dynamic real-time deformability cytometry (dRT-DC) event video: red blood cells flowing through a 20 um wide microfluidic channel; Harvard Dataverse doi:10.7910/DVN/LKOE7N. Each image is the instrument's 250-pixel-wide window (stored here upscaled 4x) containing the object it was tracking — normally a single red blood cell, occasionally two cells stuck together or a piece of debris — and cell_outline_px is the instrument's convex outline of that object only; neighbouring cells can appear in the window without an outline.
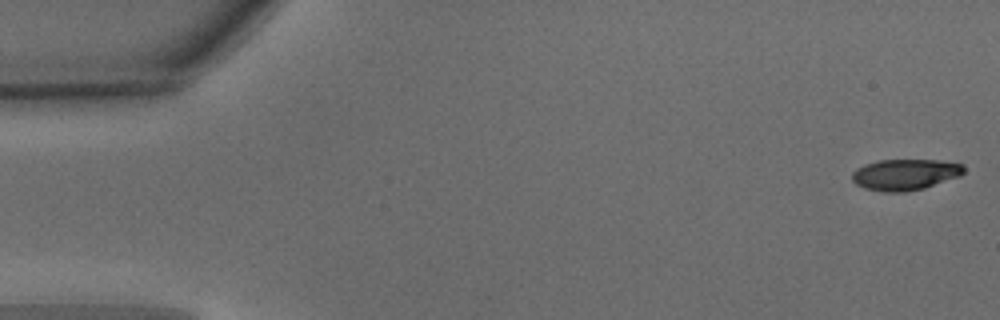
{"species": "common noctule bat (a hibernating species)", "species_latin": "Nyctalus noctula", "temperature_condition": "warm", "stored_images_in_passage": 46, "camera_frame_rate_fps": 3000, "um_per_image_px": 0.085, "animal": {"sex": "male", "body_mass_g": 15.6}, "frame": {"image": 1, "passage_image": 1, "time_ms": 0.0, "image_size_px": [1000, 320], "cell_outline_px": [[964, 172], [960, 176], [924, 188], [904, 192], [884, 192], [864, 188], [856, 184], [852, 180], [852, 172], [856, 168], [864, 164], [880, 160], [940, 160], [964, 164]], "centroid_in_image_um": [76.93, 14.83], "position_along_channel_um": 8.1, "area_um2": 20.35}}
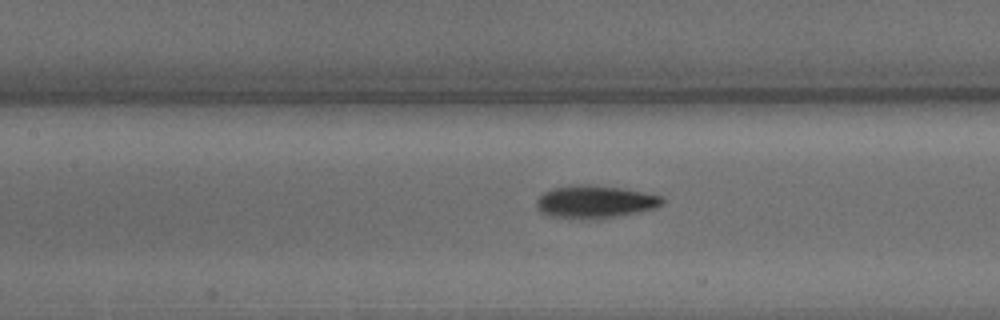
{"frame": {"image": 2, "passage_image": 23, "time_ms": 7.333, "image_size_px": [1000, 320], "cell_outline_px": [[664, 204], [656, 208], [640, 212], [600, 220], [580, 220], [548, 216], [540, 212], [536, 208], [536, 200], [544, 192], [552, 188], [572, 184], [580, 184], [620, 188], [644, 192], [660, 196], [664, 200]], "centroid_in_image_um": [50.55, 17.19], "position_along_channel_um": 156.9, "area_um2": 24.57}}
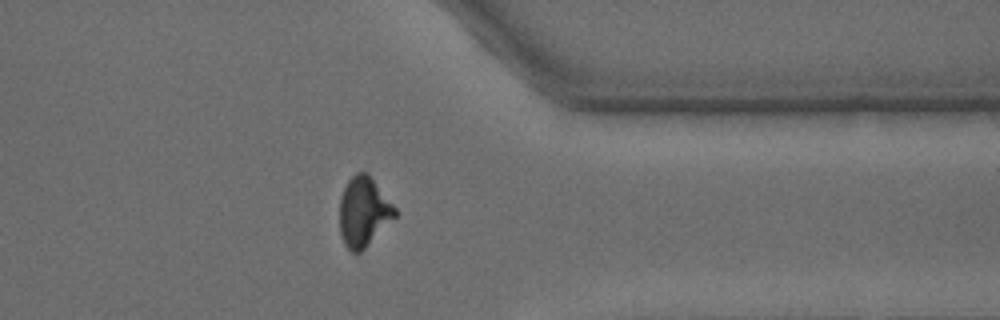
{"frame": {"image": 3, "passage_image": 41, "time_ms": 13.333, "image_size_px": [1000, 320], "cell_outline_px": [[396, 216], [360, 252], [352, 252], [344, 244], [340, 232], [340, 200], [344, 188], [348, 180], [356, 172], [368, 172], [396, 208]], "centroid_in_image_um": [30.9, 17.97], "position_along_channel_um": 380.5, "area_um2": 22.2}}